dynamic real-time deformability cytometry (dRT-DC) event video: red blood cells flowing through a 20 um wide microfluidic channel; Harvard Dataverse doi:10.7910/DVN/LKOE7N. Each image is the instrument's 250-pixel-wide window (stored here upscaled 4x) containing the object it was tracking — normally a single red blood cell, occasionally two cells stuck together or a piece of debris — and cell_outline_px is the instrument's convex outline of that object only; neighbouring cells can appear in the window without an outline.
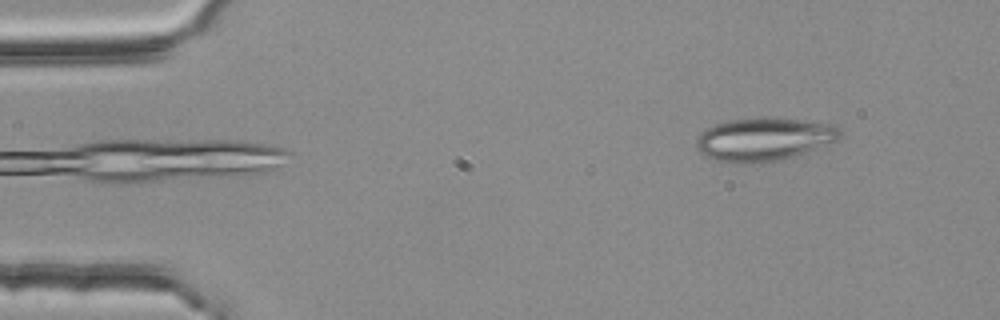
{"species": "common noctule bat (a hibernating species)", "species_latin": "Nyctalus noctula", "temperature_condition": "room temperature", "stored_images_in_passage": 3, "camera_frame_rate_fps": 3000, "um_per_image_px": 0.085, "animal": {"sex": "female", "body_mass_g": 25.1}, "frame": {"image": 1, "passage_image": 3, "time_ms": 0.667, "image_size_px": [1000, 320], "cell_outline_px": [[840, 136], [836, 140], [796, 156], [780, 160], [760, 164], [744, 164], [712, 160], [704, 156], [696, 148], [696, 140], [708, 128], [716, 124], [728, 120], [800, 120], [836, 124], [840, 132]], "centroid_in_image_um": [64.91, 11.9], "position_along_channel_um": 20.1, "area_um2": 35.43}}